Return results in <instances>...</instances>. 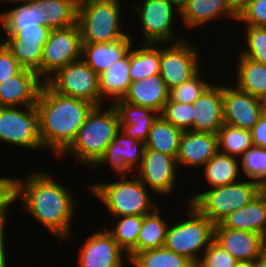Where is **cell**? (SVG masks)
I'll list each match as a JSON object with an SVG mask.
<instances>
[{
	"mask_svg": "<svg viewBox=\"0 0 266 267\" xmlns=\"http://www.w3.org/2000/svg\"><path fill=\"white\" fill-rule=\"evenodd\" d=\"M44 171L18 180V198L23 209L59 240L71 236L75 215L74 195Z\"/></svg>",
	"mask_w": 266,
	"mask_h": 267,
	"instance_id": "1",
	"label": "cell"
},
{
	"mask_svg": "<svg viewBox=\"0 0 266 267\" xmlns=\"http://www.w3.org/2000/svg\"><path fill=\"white\" fill-rule=\"evenodd\" d=\"M36 107L43 148L59 156L75 139L80 127L96 106L88 101L57 93L44 82Z\"/></svg>",
	"mask_w": 266,
	"mask_h": 267,
	"instance_id": "2",
	"label": "cell"
},
{
	"mask_svg": "<svg viewBox=\"0 0 266 267\" xmlns=\"http://www.w3.org/2000/svg\"><path fill=\"white\" fill-rule=\"evenodd\" d=\"M95 107L80 127L72 143L59 155H72L80 164L94 166L104 155L107 146L120 131V121L116 109Z\"/></svg>",
	"mask_w": 266,
	"mask_h": 267,
	"instance_id": "3",
	"label": "cell"
},
{
	"mask_svg": "<svg viewBox=\"0 0 266 267\" xmlns=\"http://www.w3.org/2000/svg\"><path fill=\"white\" fill-rule=\"evenodd\" d=\"M128 177L120 176L119 181L106 184L99 182L89 186L95 197L100 199L115 218L125 215L145 216L158 207L150 197L148 187L136 176L134 179Z\"/></svg>",
	"mask_w": 266,
	"mask_h": 267,
	"instance_id": "4",
	"label": "cell"
},
{
	"mask_svg": "<svg viewBox=\"0 0 266 267\" xmlns=\"http://www.w3.org/2000/svg\"><path fill=\"white\" fill-rule=\"evenodd\" d=\"M120 0H78L77 19L82 43L114 42L128 34L121 30Z\"/></svg>",
	"mask_w": 266,
	"mask_h": 267,
	"instance_id": "5",
	"label": "cell"
},
{
	"mask_svg": "<svg viewBox=\"0 0 266 267\" xmlns=\"http://www.w3.org/2000/svg\"><path fill=\"white\" fill-rule=\"evenodd\" d=\"M264 187L254 180L209 188L187 201L214 225L220 224L233 211L247 205Z\"/></svg>",
	"mask_w": 266,
	"mask_h": 267,
	"instance_id": "6",
	"label": "cell"
},
{
	"mask_svg": "<svg viewBox=\"0 0 266 267\" xmlns=\"http://www.w3.org/2000/svg\"><path fill=\"white\" fill-rule=\"evenodd\" d=\"M188 204V219L168 226L164 247L195 263L202 257L199 254H203L214 240L215 225Z\"/></svg>",
	"mask_w": 266,
	"mask_h": 267,
	"instance_id": "7",
	"label": "cell"
},
{
	"mask_svg": "<svg viewBox=\"0 0 266 267\" xmlns=\"http://www.w3.org/2000/svg\"><path fill=\"white\" fill-rule=\"evenodd\" d=\"M24 108L0 107V141L33 151L44 149L39 136L38 109L36 105Z\"/></svg>",
	"mask_w": 266,
	"mask_h": 267,
	"instance_id": "8",
	"label": "cell"
},
{
	"mask_svg": "<svg viewBox=\"0 0 266 267\" xmlns=\"http://www.w3.org/2000/svg\"><path fill=\"white\" fill-rule=\"evenodd\" d=\"M46 83L57 93L101 106L99 75L83 59L59 69Z\"/></svg>",
	"mask_w": 266,
	"mask_h": 267,
	"instance_id": "9",
	"label": "cell"
},
{
	"mask_svg": "<svg viewBox=\"0 0 266 267\" xmlns=\"http://www.w3.org/2000/svg\"><path fill=\"white\" fill-rule=\"evenodd\" d=\"M82 36L78 24L52 29L44 45L41 79L46 82L59 69L82 59Z\"/></svg>",
	"mask_w": 266,
	"mask_h": 267,
	"instance_id": "10",
	"label": "cell"
},
{
	"mask_svg": "<svg viewBox=\"0 0 266 267\" xmlns=\"http://www.w3.org/2000/svg\"><path fill=\"white\" fill-rule=\"evenodd\" d=\"M140 3L131 5L140 18L144 41L142 43L159 45L184 40V38L175 37L173 32L174 15L177 13L180 16L181 12L168 0H143Z\"/></svg>",
	"mask_w": 266,
	"mask_h": 267,
	"instance_id": "11",
	"label": "cell"
},
{
	"mask_svg": "<svg viewBox=\"0 0 266 267\" xmlns=\"http://www.w3.org/2000/svg\"><path fill=\"white\" fill-rule=\"evenodd\" d=\"M160 47V73L168 89L191 79L200 70L199 51L186 39Z\"/></svg>",
	"mask_w": 266,
	"mask_h": 267,
	"instance_id": "12",
	"label": "cell"
},
{
	"mask_svg": "<svg viewBox=\"0 0 266 267\" xmlns=\"http://www.w3.org/2000/svg\"><path fill=\"white\" fill-rule=\"evenodd\" d=\"M177 159L154 149L145 148L141 165L136 176L155 194H171L176 186Z\"/></svg>",
	"mask_w": 266,
	"mask_h": 267,
	"instance_id": "13",
	"label": "cell"
},
{
	"mask_svg": "<svg viewBox=\"0 0 266 267\" xmlns=\"http://www.w3.org/2000/svg\"><path fill=\"white\" fill-rule=\"evenodd\" d=\"M79 253V267H124L123 256H127L107 228L86 238Z\"/></svg>",
	"mask_w": 266,
	"mask_h": 267,
	"instance_id": "14",
	"label": "cell"
},
{
	"mask_svg": "<svg viewBox=\"0 0 266 267\" xmlns=\"http://www.w3.org/2000/svg\"><path fill=\"white\" fill-rule=\"evenodd\" d=\"M145 148V142L127 137L119 131L93 168L109 163L114 169L112 171L121 176H129V171L134 175L141 165Z\"/></svg>",
	"mask_w": 266,
	"mask_h": 267,
	"instance_id": "15",
	"label": "cell"
},
{
	"mask_svg": "<svg viewBox=\"0 0 266 267\" xmlns=\"http://www.w3.org/2000/svg\"><path fill=\"white\" fill-rule=\"evenodd\" d=\"M224 123L251 130L262 116L258 98L238 89L223 86Z\"/></svg>",
	"mask_w": 266,
	"mask_h": 267,
	"instance_id": "16",
	"label": "cell"
},
{
	"mask_svg": "<svg viewBox=\"0 0 266 267\" xmlns=\"http://www.w3.org/2000/svg\"><path fill=\"white\" fill-rule=\"evenodd\" d=\"M43 83L36 71L24 68L0 83V107L36 105Z\"/></svg>",
	"mask_w": 266,
	"mask_h": 267,
	"instance_id": "17",
	"label": "cell"
},
{
	"mask_svg": "<svg viewBox=\"0 0 266 267\" xmlns=\"http://www.w3.org/2000/svg\"><path fill=\"white\" fill-rule=\"evenodd\" d=\"M214 240L237 261L254 262L266 250V238L258 233L214 228Z\"/></svg>",
	"mask_w": 266,
	"mask_h": 267,
	"instance_id": "18",
	"label": "cell"
},
{
	"mask_svg": "<svg viewBox=\"0 0 266 267\" xmlns=\"http://www.w3.org/2000/svg\"><path fill=\"white\" fill-rule=\"evenodd\" d=\"M194 132L217 134L224 124L223 86L210 85L193 103Z\"/></svg>",
	"mask_w": 266,
	"mask_h": 267,
	"instance_id": "19",
	"label": "cell"
},
{
	"mask_svg": "<svg viewBox=\"0 0 266 267\" xmlns=\"http://www.w3.org/2000/svg\"><path fill=\"white\" fill-rule=\"evenodd\" d=\"M217 134L183 131L180 138L177 164L202 167L218 152Z\"/></svg>",
	"mask_w": 266,
	"mask_h": 267,
	"instance_id": "20",
	"label": "cell"
},
{
	"mask_svg": "<svg viewBox=\"0 0 266 267\" xmlns=\"http://www.w3.org/2000/svg\"><path fill=\"white\" fill-rule=\"evenodd\" d=\"M112 105L119 116L120 131L127 137L146 142L149 131L160 113L148 107L127 103L122 99L113 102Z\"/></svg>",
	"mask_w": 266,
	"mask_h": 267,
	"instance_id": "21",
	"label": "cell"
},
{
	"mask_svg": "<svg viewBox=\"0 0 266 267\" xmlns=\"http://www.w3.org/2000/svg\"><path fill=\"white\" fill-rule=\"evenodd\" d=\"M215 228L245 230L263 235L266 238V188L244 207L233 211Z\"/></svg>",
	"mask_w": 266,
	"mask_h": 267,
	"instance_id": "22",
	"label": "cell"
},
{
	"mask_svg": "<svg viewBox=\"0 0 266 267\" xmlns=\"http://www.w3.org/2000/svg\"><path fill=\"white\" fill-rule=\"evenodd\" d=\"M169 97L170 90L162 77L157 74L132 82L122 100L136 106L148 107L161 113Z\"/></svg>",
	"mask_w": 266,
	"mask_h": 267,
	"instance_id": "23",
	"label": "cell"
},
{
	"mask_svg": "<svg viewBox=\"0 0 266 267\" xmlns=\"http://www.w3.org/2000/svg\"><path fill=\"white\" fill-rule=\"evenodd\" d=\"M131 35L114 42L83 43L82 59L98 74L123 59L132 47Z\"/></svg>",
	"mask_w": 266,
	"mask_h": 267,
	"instance_id": "24",
	"label": "cell"
},
{
	"mask_svg": "<svg viewBox=\"0 0 266 267\" xmlns=\"http://www.w3.org/2000/svg\"><path fill=\"white\" fill-rule=\"evenodd\" d=\"M221 15L238 20V13L231 7L228 0H189L180 13L185 26L191 29L214 21Z\"/></svg>",
	"mask_w": 266,
	"mask_h": 267,
	"instance_id": "25",
	"label": "cell"
},
{
	"mask_svg": "<svg viewBox=\"0 0 266 267\" xmlns=\"http://www.w3.org/2000/svg\"><path fill=\"white\" fill-rule=\"evenodd\" d=\"M78 0H35L36 20L51 29L76 24Z\"/></svg>",
	"mask_w": 266,
	"mask_h": 267,
	"instance_id": "26",
	"label": "cell"
},
{
	"mask_svg": "<svg viewBox=\"0 0 266 267\" xmlns=\"http://www.w3.org/2000/svg\"><path fill=\"white\" fill-rule=\"evenodd\" d=\"M160 213L157 207L153 212L144 216L137 243L127 253L125 259L130 261L137 253L164 247L169 222L164 220Z\"/></svg>",
	"mask_w": 266,
	"mask_h": 267,
	"instance_id": "27",
	"label": "cell"
},
{
	"mask_svg": "<svg viewBox=\"0 0 266 267\" xmlns=\"http://www.w3.org/2000/svg\"><path fill=\"white\" fill-rule=\"evenodd\" d=\"M129 53L121 60L114 62L106 71L99 75V92L101 106L104 97L112 98V101L123 99L129 85L132 83L129 75ZM104 95V97H103ZM103 99V100H102Z\"/></svg>",
	"mask_w": 266,
	"mask_h": 267,
	"instance_id": "28",
	"label": "cell"
},
{
	"mask_svg": "<svg viewBox=\"0 0 266 267\" xmlns=\"http://www.w3.org/2000/svg\"><path fill=\"white\" fill-rule=\"evenodd\" d=\"M238 157L218 151L204 166L202 175L211 188L238 182L241 174ZM240 169V171H239Z\"/></svg>",
	"mask_w": 266,
	"mask_h": 267,
	"instance_id": "29",
	"label": "cell"
},
{
	"mask_svg": "<svg viewBox=\"0 0 266 267\" xmlns=\"http://www.w3.org/2000/svg\"><path fill=\"white\" fill-rule=\"evenodd\" d=\"M236 65V87L253 97L266 93V64L258 63L240 54Z\"/></svg>",
	"mask_w": 266,
	"mask_h": 267,
	"instance_id": "30",
	"label": "cell"
},
{
	"mask_svg": "<svg viewBox=\"0 0 266 267\" xmlns=\"http://www.w3.org/2000/svg\"><path fill=\"white\" fill-rule=\"evenodd\" d=\"M129 75L131 82L160 73V47L153 43H143L140 48L129 52Z\"/></svg>",
	"mask_w": 266,
	"mask_h": 267,
	"instance_id": "31",
	"label": "cell"
},
{
	"mask_svg": "<svg viewBox=\"0 0 266 267\" xmlns=\"http://www.w3.org/2000/svg\"><path fill=\"white\" fill-rule=\"evenodd\" d=\"M182 133V130L159 115L149 131L146 148L177 158Z\"/></svg>",
	"mask_w": 266,
	"mask_h": 267,
	"instance_id": "32",
	"label": "cell"
},
{
	"mask_svg": "<svg viewBox=\"0 0 266 267\" xmlns=\"http://www.w3.org/2000/svg\"><path fill=\"white\" fill-rule=\"evenodd\" d=\"M134 267H191L193 262L165 247L137 253L130 261Z\"/></svg>",
	"mask_w": 266,
	"mask_h": 267,
	"instance_id": "33",
	"label": "cell"
},
{
	"mask_svg": "<svg viewBox=\"0 0 266 267\" xmlns=\"http://www.w3.org/2000/svg\"><path fill=\"white\" fill-rule=\"evenodd\" d=\"M218 150L222 153L240 157L253 147V139L250 130L234 127L228 124L217 132Z\"/></svg>",
	"mask_w": 266,
	"mask_h": 267,
	"instance_id": "34",
	"label": "cell"
},
{
	"mask_svg": "<svg viewBox=\"0 0 266 267\" xmlns=\"http://www.w3.org/2000/svg\"><path fill=\"white\" fill-rule=\"evenodd\" d=\"M118 219L116 225L107 231L127 254L137 243L144 216L125 215Z\"/></svg>",
	"mask_w": 266,
	"mask_h": 267,
	"instance_id": "35",
	"label": "cell"
},
{
	"mask_svg": "<svg viewBox=\"0 0 266 267\" xmlns=\"http://www.w3.org/2000/svg\"><path fill=\"white\" fill-rule=\"evenodd\" d=\"M2 31H20L22 28L40 25L35 15V0L20 4L7 12L0 13Z\"/></svg>",
	"mask_w": 266,
	"mask_h": 267,
	"instance_id": "36",
	"label": "cell"
},
{
	"mask_svg": "<svg viewBox=\"0 0 266 267\" xmlns=\"http://www.w3.org/2000/svg\"><path fill=\"white\" fill-rule=\"evenodd\" d=\"M12 55L24 67L37 72L41 78L42 44L22 43V40H1Z\"/></svg>",
	"mask_w": 266,
	"mask_h": 267,
	"instance_id": "37",
	"label": "cell"
},
{
	"mask_svg": "<svg viewBox=\"0 0 266 267\" xmlns=\"http://www.w3.org/2000/svg\"><path fill=\"white\" fill-rule=\"evenodd\" d=\"M240 158L245 177L266 188V148L250 147Z\"/></svg>",
	"mask_w": 266,
	"mask_h": 267,
	"instance_id": "38",
	"label": "cell"
},
{
	"mask_svg": "<svg viewBox=\"0 0 266 267\" xmlns=\"http://www.w3.org/2000/svg\"><path fill=\"white\" fill-rule=\"evenodd\" d=\"M160 115L182 131H194L195 117L192 103H179L169 98Z\"/></svg>",
	"mask_w": 266,
	"mask_h": 267,
	"instance_id": "39",
	"label": "cell"
},
{
	"mask_svg": "<svg viewBox=\"0 0 266 267\" xmlns=\"http://www.w3.org/2000/svg\"><path fill=\"white\" fill-rule=\"evenodd\" d=\"M244 34L247 49H243L241 55L266 64V27L245 26Z\"/></svg>",
	"mask_w": 266,
	"mask_h": 267,
	"instance_id": "40",
	"label": "cell"
},
{
	"mask_svg": "<svg viewBox=\"0 0 266 267\" xmlns=\"http://www.w3.org/2000/svg\"><path fill=\"white\" fill-rule=\"evenodd\" d=\"M200 71L191 79L170 90V99L179 103L193 104L211 85L204 81Z\"/></svg>",
	"mask_w": 266,
	"mask_h": 267,
	"instance_id": "41",
	"label": "cell"
},
{
	"mask_svg": "<svg viewBox=\"0 0 266 267\" xmlns=\"http://www.w3.org/2000/svg\"><path fill=\"white\" fill-rule=\"evenodd\" d=\"M201 256L199 263L204 267H234L238 262L215 240L211 242Z\"/></svg>",
	"mask_w": 266,
	"mask_h": 267,
	"instance_id": "42",
	"label": "cell"
},
{
	"mask_svg": "<svg viewBox=\"0 0 266 267\" xmlns=\"http://www.w3.org/2000/svg\"><path fill=\"white\" fill-rule=\"evenodd\" d=\"M51 28L43 25L36 27L22 28L20 31H4L8 35L4 40H22V43L46 44Z\"/></svg>",
	"mask_w": 266,
	"mask_h": 267,
	"instance_id": "43",
	"label": "cell"
},
{
	"mask_svg": "<svg viewBox=\"0 0 266 267\" xmlns=\"http://www.w3.org/2000/svg\"><path fill=\"white\" fill-rule=\"evenodd\" d=\"M245 26L266 27V0H251L238 14Z\"/></svg>",
	"mask_w": 266,
	"mask_h": 267,
	"instance_id": "44",
	"label": "cell"
},
{
	"mask_svg": "<svg viewBox=\"0 0 266 267\" xmlns=\"http://www.w3.org/2000/svg\"><path fill=\"white\" fill-rule=\"evenodd\" d=\"M18 199V178L0 177V217H8V209Z\"/></svg>",
	"mask_w": 266,
	"mask_h": 267,
	"instance_id": "45",
	"label": "cell"
},
{
	"mask_svg": "<svg viewBox=\"0 0 266 267\" xmlns=\"http://www.w3.org/2000/svg\"><path fill=\"white\" fill-rule=\"evenodd\" d=\"M24 67L12 55L10 50L0 42V83L19 74Z\"/></svg>",
	"mask_w": 266,
	"mask_h": 267,
	"instance_id": "46",
	"label": "cell"
},
{
	"mask_svg": "<svg viewBox=\"0 0 266 267\" xmlns=\"http://www.w3.org/2000/svg\"><path fill=\"white\" fill-rule=\"evenodd\" d=\"M253 145L256 147L266 148V115L259 118V121L250 130Z\"/></svg>",
	"mask_w": 266,
	"mask_h": 267,
	"instance_id": "47",
	"label": "cell"
},
{
	"mask_svg": "<svg viewBox=\"0 0 266 267\" xmlns=\"http://www.w3.org/2000/svg\"><path fill=\"white\" fill-rule=\"evenodd\" d=\"M7 218L0 217V267H7V253L5 251V234H4V227Z\"/></svg>",
	"mask_w": 266,
	"mask_h": 267,
	"instance_id": "48",
	"label": "cell"
},
{
	"mask_svg": "<svg viewBox=\"0 0 266 267\" xmlns=\"http://www.w3.org/2000/svg\"><path fill=\"white\" fill-rule=\"evenodd\" d=\"M231 7L239 14V12L251 1V0H228Z\"/></svg>",
	"mask_w": 266,
	"mask_h": 267,
	"instance_id": "49",
	"label": "cell"
},
{
	"mask_svg": "<svg viewBox=\"0 0 266 267\" xmlns=\"http://www.w3.org/2000/svg\"><path fill=\"white\" fill-rule=\"evenodd\" d=\"M179 12L186 7L189 0H168Z\"/></svg>",
	"mask_w": 266,
	"mask_h": 267,
	"instance_id": "50",
	"label": "cell"
},
{
	"mask_svg": "<svg viewBox=\"0 0 266 267\" xmlns=\"http://www.w3.org/2000/svg\"><path fill=\"white\" fill-rule=\"evenodd\" d=\"M253 267H266V250L253 262Z\"/></svg>",
	"mask_w": 266,
	"mask_h": 267,
	"instance_id": "51",
	"label": "cell"
},
{
	"mask_svg": "<svg viewBox=\"0 0 266 267\" xmlns=\"http://www.w3.org/2000/svg\"><path fill=\"white\" fill-rule=\"evenodd\" d=\"M260 109L263 115H266V93L258 98Z\"/></svg>",
	"mask_w": 266,
	"mask_h": 267,
	"instance_id": "52",
	"label": "cell"
},
{
	"mask_svg": "<svg viewBox=\"0 0 266 267\" xmlns=\"http://www.w3.org/2000/svg\"><path fill=\"white\" fill-rule=\"evenodd\" d=\"M234 267H253L252 262H240L238 261Z\"/></svg>",
	"mask_w": 266,
	"mask_h": 267,
	"instance_id": "53",
	"label": "cell"
},
{
	"mask_svg": "<svg viewBox=\"0 0 266 267\" xmlns=\"http://www.w3.org/2000/svg\"><path fill=\"white\" fill-rule=\"evenodd\" d=\"M2 1H3V0H2ZM6 1H8V2L11 1V2H13V3H14V2H17L18 4H19V2H20V3L23 4V3H28V2L31 1V0H6Z\"/></svg>",
	"mask_w": 266,
	"mask_h": 267,
	"instance_id": "54",
	"label": "cell"
},
{
	"mask_svg": "<svg viewBox=\"0 0 266 267\" xmlns=\"http://www.w3.org/2000/svg\"><path fill=\"white\" fill-rule=\"evenodd\" d=\"M191 267H204V266H202L199 262H195L192 264Z\"/></svg>",
	"mask_w": 266,
	"mask_h": 267,
	"instance_id": "55",
	"label": "cell"
}]
</instances>
